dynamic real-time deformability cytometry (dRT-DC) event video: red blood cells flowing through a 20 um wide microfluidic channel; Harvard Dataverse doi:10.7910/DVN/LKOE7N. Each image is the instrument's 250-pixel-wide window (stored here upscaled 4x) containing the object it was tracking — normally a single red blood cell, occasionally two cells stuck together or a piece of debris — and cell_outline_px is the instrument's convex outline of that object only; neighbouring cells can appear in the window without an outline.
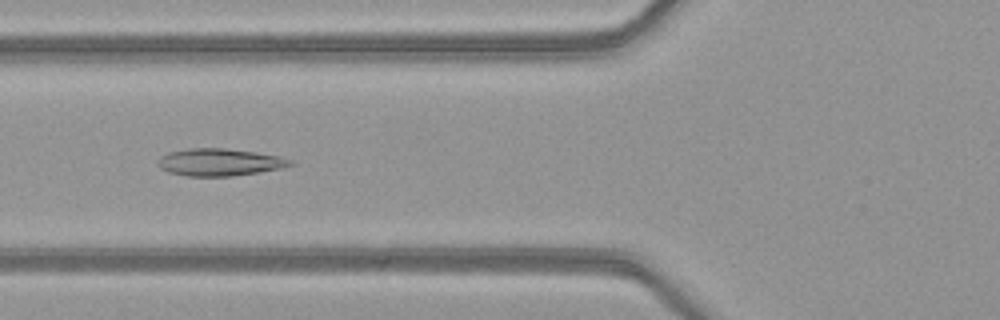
{"species": "common noctule bat (a hibernating species)", "species_latin": "Nyctalus noctula", "temperature_condition": "warm", "stored_images_in_passage": 4, "camera_frame_rate_fps": 3000, "um_per_image_px": 0.085, "animal": {"sex": "female", "body_mass_g": 21.9}, "frame": {"image": 1, "passage_image": 4, "time_ms": 1.0, "image_size_px": [1000, 320], "cell_outline_px": [[292, 164], [280, 168], [260, 172], [232, 176], [188, 176], [168, 172], [160, 168], [156, 164], [160, 156], [168, 152], [188, 148], [224, 148], [256, 152], [280, 156], [292, 160]], "centroid_in_image_um": [18.62, 13.78], "position_along_channel_um": 107.2, "area_um2": 21.1}}